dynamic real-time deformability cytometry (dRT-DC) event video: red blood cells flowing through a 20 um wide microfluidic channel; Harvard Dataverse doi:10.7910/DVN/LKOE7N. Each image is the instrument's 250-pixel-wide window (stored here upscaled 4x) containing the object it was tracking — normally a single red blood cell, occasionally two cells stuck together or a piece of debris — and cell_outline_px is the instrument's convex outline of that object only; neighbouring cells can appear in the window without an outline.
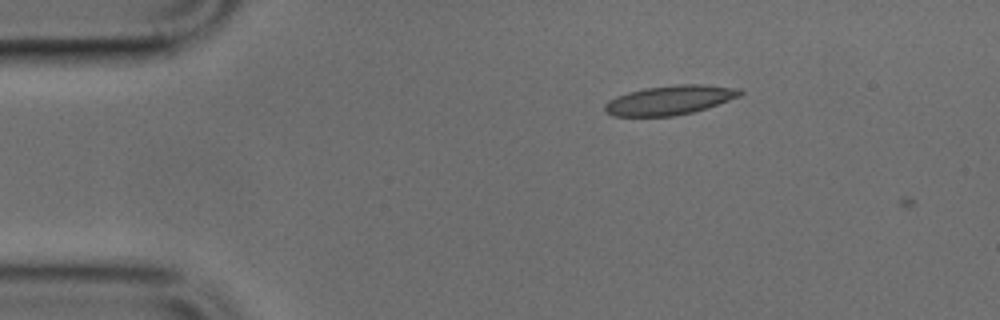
{"species": "common noctule bat (a hibernating species)", "species_latin": "Nyctalus noctula", "temperature_condition": "cold", "stored_images_in_passage": 4, "camera_frame_rate_fps": 3000, "um_per_image_px": 0.085, "animal": {"sex": "male", "body_mass_g": 17.9, "forearm_length_mm": 54.2}, "frame": {"image": 1, "passage_image": 3, "time_ms": 0.667, "image_size_px": [1000, 320], "cell_outline_px": [[744, 92], [740, 96], [708, 108], [676, 116], [612, 116], [604, 112], [604, 104], [608, 100], [616, 96], [628, 92], [644, 88], [680, 84], [704, 84], [740, 88]], "centroid_in_image_um": [56.93, 8.51], "position_along_channel_um": 28.1, "area_um2": 23.35}}